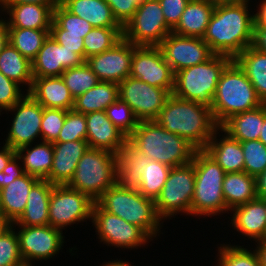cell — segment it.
<instances>
[{"label": "cell", "mask_w": 266, "mask_h": 266, "mask_svg": "<svg viewBox=\"0 0 266 266\" xmlns=\"http://www.w3.org/2000/svg\"><path fill=\"white\" fill-rule=\"evenodd\" d=\"M254 15L249 14L248 4L221 3L216 1L203 40L215 54L234 59L252 46Z\"/></svg>", "instance_id": "6da1fadb"}, {"label": "cell", "mask_w": 266, "mask_h": 266, "mask_svg": "<svg viewBox=\"0 0 266 266\" xmlns=\"http://www.w3.org/2000/svg\"><path fill=\"white\" fill-rule=\"evenodd\" d=\"M155 121L168 132L186 139L197 150L206 147L219 127L209 106L184 100L173 94L167 99Z\"/></svg>", "instance_id": "7a4b0ae2"}, {"label": "cell", "mask_w": 266, "mask_h": 266, "mask_svg": "<svg viewBox=\"0 0 266 266\" xmlns=\"http://www.w3.org/2000/svg\"><path fill=\"white\" fill-rule=\"evenodd\" d=\"M128 141L143 155L171 168L192 162L197 150L186 139L168 132L155 120L139 121Z\"/></svg>", "instance_id": "3957f363"}, {"label": "cell", "mask_w": 266, "mask_h": 266, "mask_svg": "<svg viewBox=\"0 0 266 266\" xmlns=\"http://www.w3.org/2000/svg\"><path fill=\"white\" fill-rule=\"evenodd\" d=\"M262 104L244 71L232 60L220 75L210 107L216 124L220 127L231 116Z\"/></svg>", "instance_id": "277c9868"}, {"label": "cell", "mask_w": 266, "mask_h": 266, "mask_svg": "<svg viewBox=\"0 0 266 266\" xmlns=\"http://www.w3.org/2000/svg\"><path fill=\"white\" fill-rule=\"evenodd\" d=\"M96 203L108 213L142 228L151 238L160 230L162 218L157 213L155 201L140 192L124 190L115 184Z\"/></svg>", "instance_id": "5b68a950"}, {"label": "cell", "mask_w": 266, "mask_h": 266, "mask_svg": "<svg viewBox=\"0 0 266 266\" xmlns=\"http://www.w3.org/2000/svg\"><path fill=\"white\" fill-rule=\"evenodd\" d=\"M192 163L195 169V186L191 214L211 216L228 211L222 190L226 172L204 149L195 151Z\"/></svg>", "instance_id": "8992f818"}, {"label": "cell", "mask_w": 266, "mask_h": 266, "mask_svg": "<svg viewBox=\"0 0 266 266\" xmlns=\"http://www.w3.org/2000/svg\"><path fill=\"white\" fill-rule=\"evenodd\" d=\"M233 59L214 54L209 60L175 73L172 94L211 107L222 71Z\"/></svg>", "instance_id": "52a82bcc"}, {"label": "cell", "mask_w": 266, "mask_h": 266, "mask_svg": "<svg viewBox=\"0 0 266 266\" xmlns=\"http://www.w3.org/2000/svg\"><path fill=\"white\" fill-rule=\"evenodd\" d=\"M116 154L96 148H88L77 163L69 187L86 194L96 202L102 194L116 184Z\"/></svg>", "instance_id": "ba28073f"}, {"label": "cell", "mask_w": 266, "mask_h": 266, "mask_svg": "<svg viewBox=\"0 0 266 266\" xmlns=\"http://www.w3.org/2000/svg\"><path fill=\"white\" fill-rule=\"evenodd\" d=\"M195 186V169L192 162L172 167L167 180L155 200L158 215L163 219L181 212L191 215Z\"/></svg>", "instance_id": "9c48e42d"}, {"label": "cell", "mask_w": 266, "mask_h": 266, "mask_svg": "<svg viewBox=\"0 0 266 266\" xmlns=\"http://www.w3.org/2000/svg\"><path fill=\"white\" fill-rule=\"evenodd\" d=\"M172 32L159 0H143L123 27V38L137 46H158Z\"/></svg>", "instance_id": "30bf717a"}, {"label": "cell", "mask_w": 266, "mask_h": 266, "mask_svg": "<svg viewBox=\"0 0 266 266\" xmlns=\"http://www.w3.org/2000/svg\"><path fill=\"white\" fill-rule=\"evenodd\" d=\"M171 93L134 77L118 84L119 99L127 103L139 121L155 120Z\"/></svg>", "instance_id": "8fae6325"}, {"label": "cell", "mask_w": 266, "mask_h": 266, "mask_svg": "<svg viewBox=\"0 0 266 266\" xmlns=\"http://www.w3.org/2000/svg\"><path fill=\"white\" fill-rule=\"evenodd\" d=\"M92 201L68 185H54L49 200V225L62 230L65 226L90 219Z\"/></svg>", "instance_id": "7c38bea8"}, {"label": "cell", "mask_w": 266, "mask_h": 266, "mask_svg": "<svg viewBox=\"0 0 266 266\" xmlns=\"http://www.w3.org/2000/svg\"><path fill=\"white\" fill-rule=\"evenodd\" d=\"M92 223L101 242L122 248H136L151 238L142 228L103 210L96 202L92 207Z\"/></svg>", "instance_id": "4fadbf2b"}, {"label": "cell", "mask_w": 266, "mask_h": 266, "mask_svg": "<svg viewBox=\"0 0 266 266\" xmlns=\"http://www.w3.org/2000/svg\"><path fill=\"white\" fill-rule=\"evenodd\" d=\"M130 76L173 92L175 73L158 46H138L134 50Z\"/></svg>", "instance_id": "5bb4252c"}, {"label": "cell", "mask_w": 266, "mask_h": 266, "mask_svg": "<svg viewBox=\"0 0 266 266\" xmlns=\"http://www.w3.org/2000/svg\"><path fill=\"white\" fill-rule=\"evenodd\" d=\"M44 107L29 93H26L8 111H17L8 133L6 145L17 151L21 147L29 146L33 140L41 135V120Z\"/></svg>", "instance_id": "9a60e30c"}, {"label": "cell", "mask_w": 266, "mask_h": 266, "mask_svg": "<svg viewBox=\"0 0 266 266\" xmlns=\"http://www.w3.org/2000/svg\"><path fill=\"white\" fill-rule=\"evenodd\" d=\"M158 47L174 73L203 63L215 54L202 38L180 36L173 32Z\"/></svg>", "instance_id": "2e32d148"}, {"label": "cell", "mask_w": 266, "mask_h": 266, "mask_svg": "<svg viewBox=\"0 0 266 266\" xmlns=\"http://www.w3.org/2000/svg\"><path fill=\"white\" fill-rule=\"evenodd\" d=\"M137 45L124 38L112 49L86 59V63L100 81L119 84L130 76L134 50Z\"/></svg>", "instance_id": "e0dca14e"}, {"label": "cell", "mask_w": 266, "mask_h": 266, "mask_svg": "<svg viewBox=\"0 0 266 266\" xmlns=\"http://www.w3.org/2000/svg\"><path fill=\"white\" fill-rule=\"evenodd\" d=\"M19 227L21 230L17 235L24 261L48 260L59 253L64 240L62 230L50 225Z\"/></svg>", "instance_id": "ac0fdd59"}, {"label": "cell", "mask_w": 266, "mask_h": 266, "mask_svg": "<svg viewBox=\"0 0 266 266\" xmlns=\"http://www.w3.org/2000/svg\"><path fill=\"white\" fill-rule=\"evenodd\" d=\"M86 60L60 45L50 34L32 61L33 77H61L69 68L82 65Z\"/></svg>", "instance_id": "d6986e66"}, {"label": "cell", "mask_w": 266, "mask_h": 266, "mask_svg": "<svg viewBox=\"0 0 266 266\" xmlns=\"http://www.w3.org/2000/svg\"><path fill=\"white\" fill-rule=\"evenodd\" d=\"M53 163L47 181L53 185H68L72 180L77 163L88 150L86 140L52 143Z\"/></svg>", "instance_id": "ffe728a7"}, {"label": "cell", "mask_w": 266, "mask_h": 266, "mask_svg": "<svg viewBox=\"0 0 266 266\" xmlns=\"http://www.w3.org/2000/svg\"><path fill=\"white\" fill-rule=\"evenodd\" d=\"M89 148L104 149L117 153L128 137L108 119L105 111L85 114Z\"/></svg>", "instance_id": "44dd1931"}, {"label": "cell", "mask_w": 266, "mask_h": 266, "mask_svg": "<svg viewBox=\"0 0 266 266\" xmlns=\"http://www.w3.org/2000/svg\"><path fill=\"white\" fill-rule=\"evenodd\" d=\"M116 157V184L124 190L139 192L141 175L144 174L143 167L152 160L137 150L128 140L119 147Z\"/></svg>", "instance_id": "7402d4cb"}, {"label": "cell", "mask_w": 266, "mask_h": 266, "mask_svg": "<svg viewBox=\"0 0 266 266\" xmlns=\"http://www.w3.org/2000/svg\"><path fill=\"white\" fill-rule=\"evenodd\" d=\"M232 226L241 234L257 241L266 240V205L264 200L255 199L234 207Z\"/></svg>", "instance_id": "603a6c76"}, {"label": "cell", "mask_w": 266, "mask_h": 266, "mask_svg": "<svg viewBox=\"0 0 266 266\" xmlns=\"http://www.w3.org/2000/svg\"><path fill=\"white\" fill-rule=\"evenodd\" d=\"M44 108L72 110L74 98L61 77H34L28 92Z\"/></svg>", "instance_id": "cb8c5ba5"}, {"label": "cell", "mask_w": 266, "mask_h": 266, "mask_svg": "<svg viewBox=\"0 0 266 266\" xmlns=\"http://www.w3.org/2000/svg\"><path fill=\"white\" fill-rule=\"evenodd\" d=\"M2 11L7 10L10 19L7 28L50 29L53 10L56 6L41 4H2Z\"/></svg>", "instance_id": "d4e9b609"}, {"label": "cell", "mask_w": 266, "mask_h": 266, "mask_svg": "<svg viewBox=\"0 0 266 266\" xmlns=\"http://www.w3.org/2000/svg\"><path fill=\"white\" fill-rule=\"evenodd\" d=\"M53 186L54 185L47 180H38L29 192L24 212L14 223H11V225H49V200Z\"/></svg>", "instance_id": "484cf974"}, {"label": "cell", "mask_w": 266, "mask_h": 266, "mask_svg": "<svg viewBox=\"0 0 266 266\" xmlns=\"http://www.w3.org/2000/svg\"><path fill=\"white\" fill-rule=\"evenodd\" d=\"M39 179L25 174L0 189V214L11 224L24 212L32 186Z\"/></svg>", "instance_id": "4316f807"}, {"label": "cell", "mask_w": 266, "mask_h": 266, "mask_svg": "<svg viewBox=\"0 0 266 266\" xmlns=\"http://www.w3.org/2000/svg\"><path fill=\"white\" fill-rule=\"evenodd\" d=\"M215 5L216 0H190L172 32L180 36L203 38Z\"/></svg>", "instance_id": "83f0119b"}, {"label": "cell", "mask_w": 266, "mask_h": 266, "mask_svg": "<svg viewBox=\"0 0 266 266\" xmlns=\"http://www.w3.org/2000/svg\"><path fill=\"white\" fill-rule=\"evenodd\" d=\"M265 117L266 103H263L255 109L231 116L220 126V130L240 142L259 140Z\"/></svg>", "instance_id": "f1b7e54d"}, {"label": "cell", "mask_w": 266, "mask_h": 266, "mask_svg": "<svg viewBox=\"0 0 266 266\" xmlns=\"http://www.w3.org/2000/svg\"><path fill=\"white\" fill-rule=\"evenodd\" d=\"M218 130L220 127L215 130L204 150L226 173L243 172L244 154L241 142L226 132V135L218 142L216 138Z\"/></svg>", "instance_id": "f546056e"}, {"label": "cell", "mask_w": 266, "mask_h": 266, "mask_svg": "<svg viewBox=\"0 0 266 266\" xmlns=\"http://www.w3.org/2000/svg\"><path fill=\"white\" fill-rule=\"evenodd\" d=\"M60 3L93 27H123L105 0H60Z\"/></svg>", "instance_id": "4dcf8cb0"}, {"label": "cell", "mask_w": 266, "mask_h": 266, "mask_svg": "<svg viewBox=\"0 0 266 266\" xmlns=\"http://www.w3.org/2000/svg\"><path fill=\"white\" fill-rule=\"evenodd\" d=\"M222 190L226 207L231 211L234 207L245 204L257 197L256 178L244 171L226 173Z\"/></svg>", "instance_id": "1f68e13d"}, {"label": "cell", "mask_w": 266, "mask_h": 266, "mask_svg": "<svg viewBox=\"0 0 266 266\" xmlns=\"http://www.w3.org/2000/svg\"><path fill=\"white\" fill-rule=\"evenodd\" d=\"M233 60L244 71L262 103H266V54L249 46Z\"/></svg>", "instance_id": "d6a6232c"}, {"label": "cell", "mask_w": 266, "mask_h": 266, "mask_svg": "<svg viewBox=\"0 0 266 266\" xmlns=\"http://www.w3.org/2000/svg\"><path fill=\"white\" fill-rule=\"evenodd\" d=\"M118 99L117 83L99 81L96 86L74 99L73 110L83 114L105 111Z\"/></svg>", "instance_id": "836d02e7"}, {"label": "cell", "mask_w": 266, "mask_h": 266, "mask_svg": "<svg viewBox=\"0 0 266 266\" xmlns=\"http://www.w3.org/2000/svg\"><path fill=\"white\" fill-rule=\"evenodd\" d=\"M21 147L16 151L19 160H22L25 174L34 176L39 180H46L50 174L53 163V146L51 142L43 141L33 148ZM26 151V152H25ZM26 153L23 155V153Z\"/></svg>", "instance_id": "e575fe53"}, {"label": "cell", "mask_w": 266, "mask_h": 266, "mask_svg": "<svg viewBox=\"0 0 266 266\" xmlns=\"http://www.w3.org/2000/svg\"><path fill=\"white\" fill-rule=\"evenodd\" d=\"M0 72L17 84H28L27 93L33 83L32 62L10 43L0 52Z\"/></svg>", "instance_id": "d590c367"}, {"label": "cell", "mask_w": 266, "mask_h": 266, "mask_svg": "<svg viewBox=\"0 0 266 266\" xmlns=\"http://www.w3.org/2000/svg\"><path fill=\"white\" fill-rule=\"evenodd\" d=\"M9 43L31 62L36 58L50 29L7 28Z\"/></svg>", "instance_id": "8d00e7d4"}, {"label": "cell", "mask_w": 266, "mask_h": 266, "mask_svg": "<svg viewBox=\"0 0 266 266\" xmlns=\"http://www.w3.org/2000/svg\"><path fill=\"white\" fill-rule=\"evenodd\" d=\"M123 39V27H93L84 37L85 60L112 49Z\"/></svg>", "instance_id": "74e56055"}, {"label": "cell", "mask_w": 266, "mask_h": 266, "mask_svg": "<svg viewBox=\"0 0 266 266\" xmlns=\"http://www.w3.org/2000/svg\"><path fill=\"white\" fill-rule=\"evenodd\" d=\"M143 170L139 192L155 201L167 180L171 167L152 160L144 165Z\"/></svg>", "instance_id": "f35d334b"}, {"label": "cell", "mask_w": 266, "mask_h": 266, "mask_svg": "<svg viewBox=\"0 0 266 266\" xmlns=\"http://www.w3.org/2000/svg\"><path fill=\"white\" fill-rule=\"evenodd\" d=\"M61 78L74 99L96 86L100 81L86 62L82 65L66 69L62 73Z\"/></svg>", "instance_id": "ab89813d"}, {"label": "cell", "mask_w": 266, "mask_h": 266, "mask_svg": "<svg viewBox=\"0 0 266 266\" xmlns=\"http://www.w3.org/2000/svg\"><path fill=\"white\" fill-rule=\"evenodd\" d=\"M244 154V172L257 177L266 170V146L259 140L241 142Z\"/></svg>", "instance_id": "60d3db41"}, {"label": "cell", "mask_w": 266, "mask_h": 266, "mask_svg": "<svg viewBox=\"0 0 266 266\" xmlns=\"http://www.w3.org/2000/svg\"><path fill=\"white\" fill-rule=\"evenodd\" d=\"M105 113L114 126L127 137H129L138 126L139 120L136 118L130 106L120 99L110 104L105 109Z\"/></svg>", "instance_id": "b9f144b4"}, {"label": "cell", "mask_w": 266, "mask_h": 266, "mask_svg": "<svg viewBox=\"0 0 266 266\" xmlns=\"http://www.w3.org/2000/svg\"><path fill=\"white\" fill-rule=\"evenodd\" d=\"M217 266H261L256 250L253 252L242 246L223 245L219 248Z\"/></svg>", "instance_id": "7bdbcfd3"}, {"label": "cell", "mask_w": 266, "mask_h": 266, "mask_svg": "<svg viewBox=\"0 0 266 266\" xmlns=\"http://www.w3.org/2000/svg\"><path fill=\"white\" fill-rule=\"evenodd\" d=\"M87 141V122L85 114L68 110L58 139L53 143Z\"/></svg>", "instance_id": "ee69618b"}, {"label": "cell", "mask_w": 266, "mask_h": 266, "mask_svg": "<svg viewBox=\"0 0 266 266\" xmlns=\"http://www.w3.org/2000/svg\"><path fill=\"white\" fill-rule=\"evenodd\" d=\"M53 20L65 30V34L83 35V38L93 28L89 22L73 15L61 3L53 10Z\"/></svg>", "instance_id": "f6af8a7d"}, {"label": "cell", "mask_w": 266, "mask_h": 266, "mask_svg": "<svg viewBox=\"0 0 266 266\" xmlns=\"http://www.w3.org/2000/svg\"><path fill=\"white\" fill-rule=\"evenodd\" d=\"M10 224L0 235V266H15L23 261L17 232Z\"/></svg>", "instance_id": "bcb514c9"}, {"label": "cell", "mask_w": 266, "mask_h": 266, "mask_svg": "<svg viewBox=\"0 0 266 266\" xmlns=\"http://www.w3.org/2000/svg\"><path fill=\"white\" fill-rule=\"evenodd\" d=\"M67 111L55 108H44L41 120V137L45 142H55L63 127Z\"/></svg>", "instance_id": "7dc6e473"}, {"label": "cell", "mask_w": 266, "mask_h": 266, "mask_svg": "<svg viewBox=\"0 0 266 266\" xmlns=\"http://www.w3.org/2000/svg\"><path fill=\"white\" fill-rule=\"evenodd\" d=\"M49 34L60 45L81 55L85 59L83 35L65 34V30H63L54 20L51 23Z\"/></svg>", "instance_id": "c3c4849f"}, {"label": "cell", "mask_w": 266, "mask_h": 266, "mask_svg": "<svg viewBox=\"0 0 266 266\" xmlns=\"http://www.w3.org/2000/svg\"><path fill=\"white\" fill-rule=\"evenodd\" d=\"M22 97L20 85L0 72V112L13 107Z\"/></svg>", "instance_id": "681fc988"}, {"label": "cell", "mask_w": 266, "mask_h": 266, "mask_svg": "<svg viewBox=\"0 0 266 266\" xmlns=\"http://www.w3.org/2000/svg\"><path fill=\"white\" fill-rule=\"evenodd\" d=\"M112 9L116 20L124 25L133 17L143 0H105Z\"/></svg>", "instance_id": "f907efd6"}, {"label": "cell", "mask_w": 266, "mask_h": 266, "mask_svg": "<svg viewBox=\"0 0 266 266\" xmlns=\"http://www.w3.org/2000/svg\"><path fill=\"white\" fill-rule=\"evenodd\" d=\"M190 0H159L166 24L173 29L179 22Z\"/></svg>", "instance_id": "816d5d0a"}, {"label": "cell", "mask_w": 266, "mask_h": 266, "mask_svg": "<svg viewBox=\"0 0 266 266\" xmlns=\"http://www.w3.org/2000/svg\"><path fill=\"white\" fill-rule=\"evenodd\" d=\"M17 160L19 161V157L15 155L3 169V172H0V189L10 184L13 180L25 175L24 168L18 165Z\"/></svg>", "instance_id": "f5cc1de1"}, {"label": "cell", "mask_w": 266, "mask_h": 266, "mask_svg": "<svg viewBox=\"0 0 266 266\" xmlns=\"http://www.w3.org/2000/svg\"><path fill=\"white\" fill-rule=\"evenodd\" d=\"M252 47L266 54V27H254Z\"/></svg>", "instance_id": "db71d44e"}, {"label": "cell", "mask_w": 266, "mask_h": 266, "mask_svg": "<svg viewBox=\"0 0 266 266\" xmlns=\"http://www.w3.org/2000/svg\"><path fill=\"white\" fill-rule=\"evenodd\" d=\"M16 155V151L6 144L0 150V172L7 166L8 162Z\"/></svg>", "instance_id": "11a10c76"}, {"label": "cell", "mask_w": 266, "mask_h": 266, "mask_svg": "<svg viewBox=\"0 0 266 266\" xmlns=\"http://www.w3.org/2000/svg\"><path fill=\"white\" fill-rule=\"evenodd\" d=\"M25 3L57 6L60 3V0H2V4H25Z\"/></svg>", "instance_id": "9f6ffc18"}, {"label": "cell", "mask_w": 266, "mask_h": 266, "mask_svg": "<svg viewBox=\"0 0 266 266\" xmlns=\"http://www.w3.org/2000/svg\"><path fill=\"white\" fill-rule=\"evenodd\" d=\"M258 12L254 14V27H266V0L261 1Z\"/></svg>", "instance_id": "6f0895ef"}, {"label": "cell", "mask_w": 266, "mask_h": 266, "mask_svg": "<svg viewBox=\"0 0 266 266\" xmlns=\"http://www.w3.org/2000/svg\"><path fill=\"white\" fill-rule=\"evenodd\" d=\"M256 192L258 198H266V170L256 177Z\"/></svg>", "instance_id": "680465c9"}, {"label": "cell", "mask_w": 266, "mask_h": 266, "mask_svg": "<svg viewBox=\"0 0 266 266\" xmlns=\"http://www.w3.org/2000/svg\"><path fill=\"white\" fill-rule=\"evenodd\" d=\"M9 43V35L7 24L5 20H0V52L7 46Z\"/></svg>", "instance_id": "91938a15"}, {"label": "cell", "mask_w": 266, "mask_h": 266, "mask_svg": "<svg viewBox=\"0 0 266 266\" xmlns=\"http://www.w3.org/2000/svg\"><path fill=\"white\" fill-rule=\"evenodd\" d=\"M258 246L255 249L260 260L261 266H266V240L258 241Z\"/></svg>", "instance_id": "94428289"}, {"label": "cell", "mask_w": 266, "mask_h": 266, "mask_svg": "<svg viewBox=\"0 0 266 266\" xmlns=\"http://www.w3.org/2000/svg\"><path fill=\"white\" fill-rule=\"evenodd\" d=\"M259 141H261L266 146V117L262 126V131L259 136Z\"/></svg>", "instance_id": "6125c7cd"}, {"label": "cell", "mask_w": 266, "mask_h": 266, "mask_svg": "<svg viewBox=\"0 0 266 266\" xmlns=\"http://www.w3.org/2000/svg\"><path fill=\"white\" fill-rule=\"evenodd\" d=\"M103 266H131L128 262H123V261H109L108 263L104 264Z\"/></svg>", "instance_id": "be15d7a7"}, {"label": "cell", "mask_w": 266, "mask_h": 266, "mask_svg": "<svg viewBox=\"0 0 266 266\" xmlns=\"http://www.w3.org/2000/svg\"><path fill=\"white\" fill-rule=\"evenodd\" d=\"M10 225V223L0 214V235Z\"/></svg>", "instance_id": "e7e4bbea"}, {"label": "cell", "mask_w": 266, "mask_h": 266, "mask_svg": "<svg viewBox=\"0 0 266 266\" xmlns=\"http://www.w3.org/2000/svg\"><path fill=\"white\" fill-rule=\"evenodd\" d=\"M221 3H236V4H248L250 0H216Z\"/></svg>", "instance_id": "03108f58"}, {"label": "cell", "mask_w": 266, "mask_h": 266, "mask_svg": "<svg viewBox=\"0 0 266 266\" xmlns=\"http://www.w3.org/2000/svg\"><path fill=\"white\" fill-rule=\"evenodd\" d=\"M15 266H31L30 261H21L18 264H16Z\"/></svg>", "instance_id": "003e7915"}]
</instances>
